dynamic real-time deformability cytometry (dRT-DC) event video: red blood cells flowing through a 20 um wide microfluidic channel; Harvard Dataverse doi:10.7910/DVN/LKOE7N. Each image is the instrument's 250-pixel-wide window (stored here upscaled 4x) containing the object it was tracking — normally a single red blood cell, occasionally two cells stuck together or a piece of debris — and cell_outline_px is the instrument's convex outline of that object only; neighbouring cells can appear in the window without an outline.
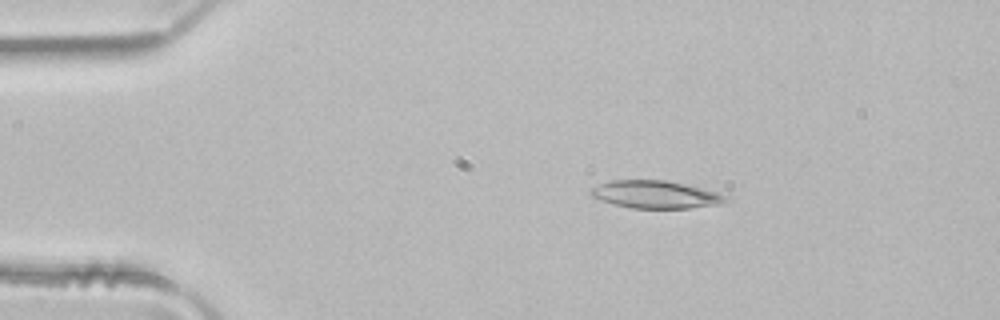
{"species": "common noctule bat (a hibernating species)", "species_latin": "Nyctalus noctula", "temperature_condition": "room temperature", "stored_images_in_passage": 3, "camera_frame_rate_fps": 3000, "um_per_image_px": 0.085, "animal": {"sex": "male", "body_mass_g": 21.5, "forearm_length_mm": 52.0}, "frame": {"image": 1, "passage_image": 2, "time_ms": 0.333, "image_size_px": [1000, 320], "cell_outline_px": [[728, 200], [720, 204], [692, 208], [632, 208], [612, 204], [600, 200], [592, 196], [588, 192], [588, 188], [612, 180], [664, 180], [684, 184], [716, 192], [728, 196]], "centroid_in_image_um": [55.67, 16.54], "position_along_channel_um": 29.3, "area_um2": 21.73}}